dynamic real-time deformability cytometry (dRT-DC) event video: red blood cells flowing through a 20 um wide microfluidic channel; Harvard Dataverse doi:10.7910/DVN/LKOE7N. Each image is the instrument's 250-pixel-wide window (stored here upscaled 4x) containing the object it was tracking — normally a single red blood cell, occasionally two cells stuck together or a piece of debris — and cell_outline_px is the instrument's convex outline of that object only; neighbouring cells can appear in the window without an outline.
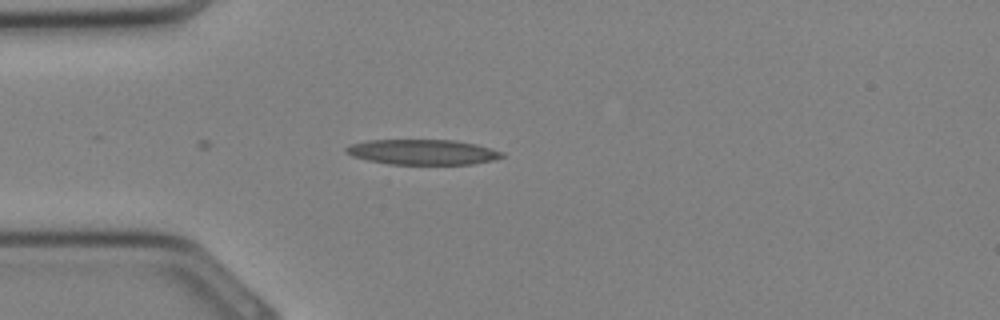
{"species": "Egyptian fruit bat (a non-hibernating species)", "species_latin": "Rousettus aegyptiacus", "temperature_condition": "cold", "stored_images_in_passage": 3, "camera_frame_rate_fps": 3000, "um_per_image_px": 0.085, "animal": {"sex": "female"}, "frame": {"image": 1, "passage_image": 3, "time_ms": 0.667, "image_size_px": [1000, 320], "cell_outline_px": [[504, 156], [492, 160], [472, 164], [388, 164], [368, 160], [352, 156], [344, 152], [344, 148], [352, 144], [368, 140], [456, 140], [476, 144], [504, 152]], "centroid_in_image_um": [35.91, 12.92], "position_along_channel_um": 49.1, "area_um2": 22.89}}